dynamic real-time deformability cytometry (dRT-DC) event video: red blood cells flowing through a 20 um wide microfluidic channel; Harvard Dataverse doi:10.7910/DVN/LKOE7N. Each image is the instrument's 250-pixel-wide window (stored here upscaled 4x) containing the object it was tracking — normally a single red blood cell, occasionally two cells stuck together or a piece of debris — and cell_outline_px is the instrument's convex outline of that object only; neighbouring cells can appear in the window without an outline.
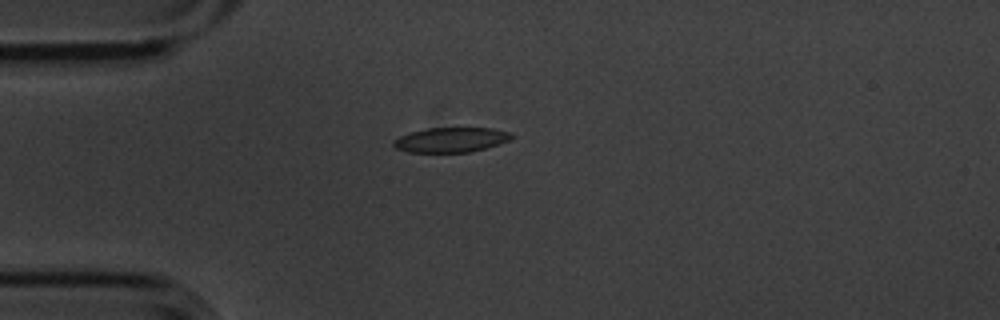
{"species": "common noctule bat (a hibernating species)", "species_latin": "Nyctalus noctula", "temperature_condition": "cold", "stored_images_in_passage": 6, "camera_frame_rate_fps": 3000, "um_per_image_px": 0.085, "animal": {"sex": "male", "body_mass_g": 20.1, "forearm_length_mm": 53.5}, "frame": {"image": 1, "passage_image": 1, "time_ms": 0.0, "image_size_px": [1000, 320], "cell_outline_px": [[512, 136], [508, 140], [484, 148], [468, 152], [408, 152], [396, 148], [392, 144], [392, 140], [400, 136], [412, 132], [428, 128], [492, 128], [512, 132]], "centroid_in_image_um": [38.29, 11.88], "position_along_channel_um": 46.7, "area_um2": 16.82}}
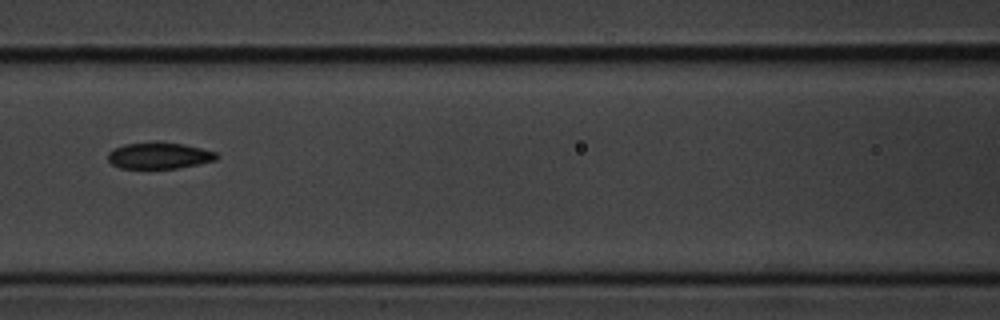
{"frame": {"image": 2, "passage_image": 4, "time_ms": 1.0, "image_size_px": [1000, 320], "cell_outline_px": [[220, 156], [216, 160], [176, 168], [120, 168], [112, 164], [108, 160], [108, 152], [112, 148], [124, 144], [156, 140], [160, 140], [184, 144], [216, 152]], "centroid_in_image_um": [13.49, 13.19], "position_along_channel_um": 153.1, "area_um2": 17.05}}
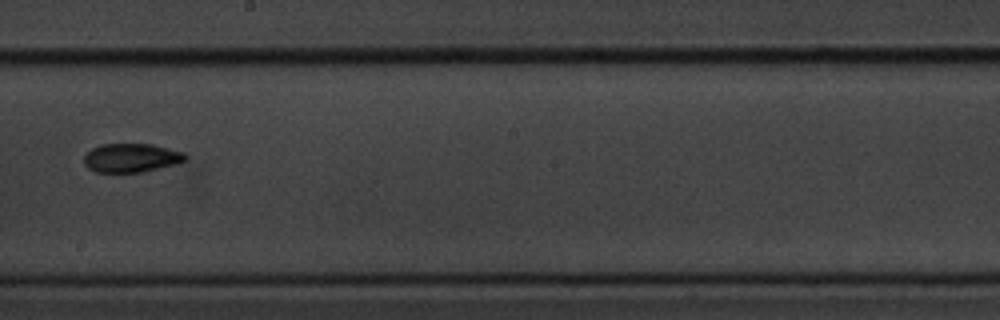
{"frame": {"image": 3, "passage_image": 6, "time_ms": 1.667, "image_size_px": [1000, 320], "cell_outline_px": [[188, 160], [176, 164], [144, 172], [96, 172], [88, 168], [84, 164], [84, 156], [92, 148], [100, 144], [152, 144], [184, 152], [188, 156]], "centroid_in_image_um": [11.19, 13.42], "position_along_channel_um": 237.0, "area_um2": 17.17}}